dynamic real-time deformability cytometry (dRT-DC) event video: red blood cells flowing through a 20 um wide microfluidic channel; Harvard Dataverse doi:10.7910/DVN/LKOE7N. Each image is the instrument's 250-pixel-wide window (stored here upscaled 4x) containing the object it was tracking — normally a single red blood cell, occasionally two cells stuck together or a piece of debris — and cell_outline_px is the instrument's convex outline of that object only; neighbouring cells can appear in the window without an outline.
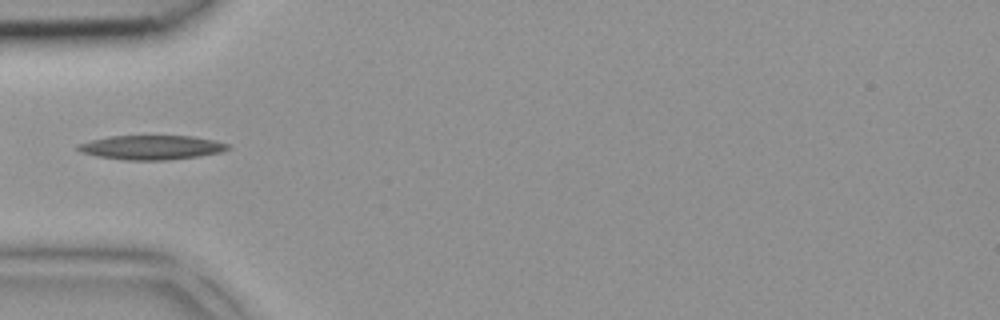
{"species": "common noctule bat (a hibernating species)", "species_latin": "Nyctalus noctula", "temperature_condition": "room temperature", "stored_images_in_passage": 4, "camera_frame_rate_fps": 3000, "um_per_image_px": 0.085, "animal": {"sex": "female", "body_mass_g": 18.4}, "frame": {"image": 1, "passage_image": 4, "time_ms": 1.0, "image_size_px": [1000, 320], "cell_outline_px": [[232, 148], [220, 152], [196, 156], [164, 160], [128, 160], [96, 156], [80, 152], [76, 148], [76, 144], [108, 136], [192, 136], [216, 140], [232, 144]], "centroid_in_image_um": [12.89, 12.52], "position_along_channel_um": 72.1, "area_um2": 21.27}}